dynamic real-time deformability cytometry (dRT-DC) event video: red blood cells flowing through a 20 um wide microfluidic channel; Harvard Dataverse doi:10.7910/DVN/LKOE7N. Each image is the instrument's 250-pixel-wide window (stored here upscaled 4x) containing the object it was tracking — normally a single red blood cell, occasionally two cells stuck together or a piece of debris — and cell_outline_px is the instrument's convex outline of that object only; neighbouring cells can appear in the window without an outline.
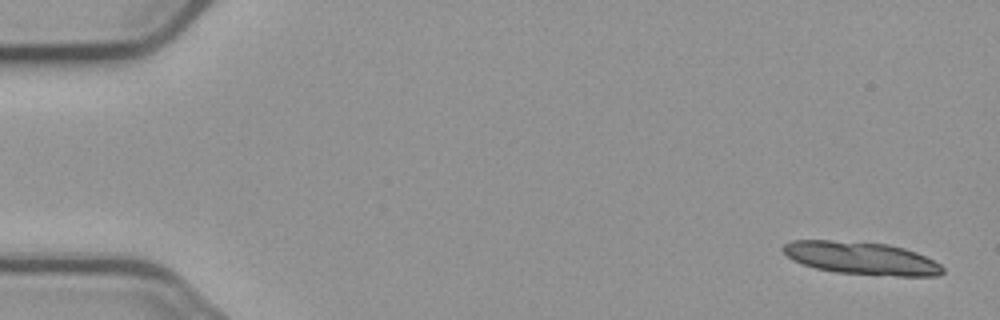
{"species": "common noctule bat (a hibernating species)", "species_latin": "Nyctalus noctula", "temperature_condition": "cold", "stored_images_in_passage": 5, "camera_frame_rate_fps": 3000, "um_per_image_px": 0.085, "animal": {"sex": "male", "body_mass_g": 23.1, "forearm_length_mm": 52.7}, "frame": {"image": 1, "passage_image": 1, "time_ms": 0.0, "image_size_px": [1000, 320], "cell_outline_px": [[944, 272], [936, 276], [876, 276], [836, 272], [816, 268], [792, 260], [780, 248], [784, 244], [792, 240], [832, 240], [888, 244], [904, 248], [916, 252], [940, 264], [944, 268]], "centroid_in_image_um": [73.21, 21.95], "position_along_channel_um": 11.8, "area_um2": 30.58}}